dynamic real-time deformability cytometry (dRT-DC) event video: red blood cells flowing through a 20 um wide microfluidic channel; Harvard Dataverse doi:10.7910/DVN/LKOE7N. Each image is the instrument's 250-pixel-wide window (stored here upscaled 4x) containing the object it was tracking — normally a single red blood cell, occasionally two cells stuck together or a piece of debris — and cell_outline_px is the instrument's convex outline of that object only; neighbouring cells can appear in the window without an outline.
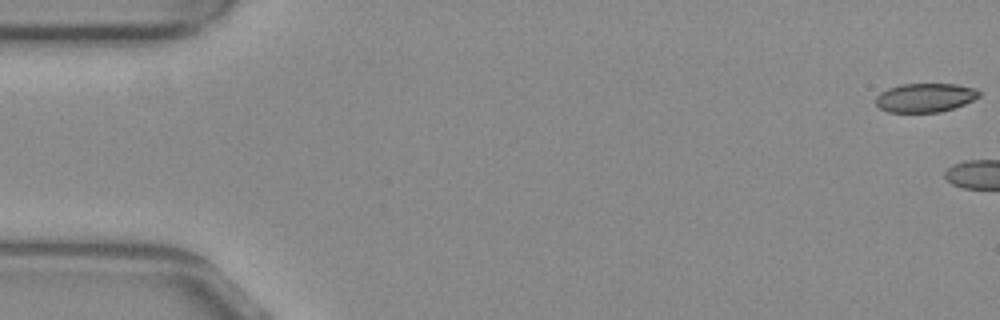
{"species": "common noctule bat (a hibernating species)", "species_latin": "Nyctalus noctula", "temperature_condition": "warm", "stored_images_in_passage": 5, "camera_frame_rate_fps": 3000, "um_per_image_px": 0.085, "animal": {"sex": "female", "body_mass_g": 29.2, "forearm_length_mm": 56.3}, "frame": {"image": 1, "passage_image": 1, "time_ms": 0.0, "image_size_px": [1000, 320], "cell_outline_px": [[980, 96], [964, 104], [940, 112], [888, 112], [880, 108], [876, 104], [876, 96], [880, 92], [888, 88], [900, 84], [956, 84], [976, 88], [980, 92]], "centroid_in_image_um": [78.62, 8.29], "position_along_channel_um": 6.4, "area_um2": 17.4}}